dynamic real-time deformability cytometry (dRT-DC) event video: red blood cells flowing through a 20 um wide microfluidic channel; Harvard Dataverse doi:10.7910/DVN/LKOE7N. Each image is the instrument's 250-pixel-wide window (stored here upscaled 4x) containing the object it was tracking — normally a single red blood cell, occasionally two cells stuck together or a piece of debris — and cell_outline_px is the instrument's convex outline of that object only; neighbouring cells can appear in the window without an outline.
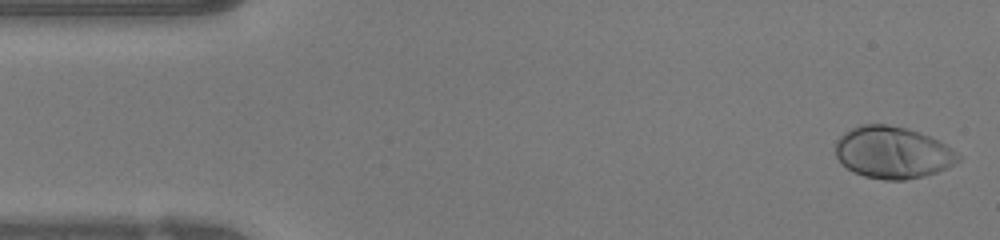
{"species": "human", "species_latin": "Homo sapiens", "temperature_condition": "warm", "stored_images_in_passage": 48, "camera_frame_rate_fps": 3000, "um_per_image_px": 0.085, "donor": {"sex": "female"}, "frame": {"image": 1, "passage_image": 1, "time_ms": 0.0, "image_size_px": [1000, 240], "cell_outline_px": [[960, 160], [948, 168], [924, 176], [904, 180], [884, 180], [864, 176], [852, 172], [840, 164], [836, 156], [836, 140], [844, 132], [860, 124], [888, 124], [920, 132], [940, 140], [956, 152], [960, 156]], "centroid_in_image_um": [75.86, 12.97], "position_along_channel_um": 9.1, "area_um2": 37.45}}
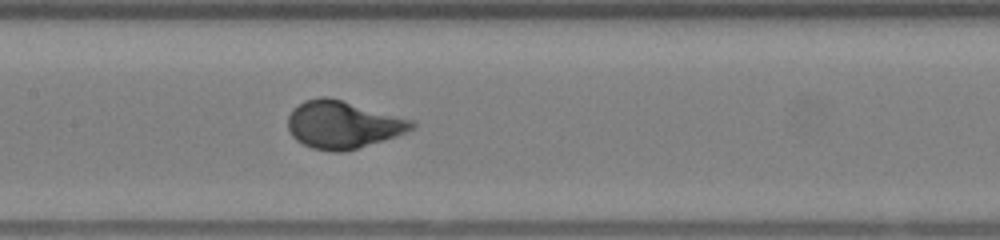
{"frame": {"image": 2, "passage_image": 22, "time_ms": 7.0, "image_size_px": [1000, 240], "cell_outline_px": [[416, 128], [396, 136], [356, 148], [340, 152], [332, 152], [312, 148], [296, 140], [292, 136], [288, 128], [288, 116], [292, 108], [304, 100], [320, 96], [328, 96], [416, 120]], "centroid_in_image_um": [29.15, 10.57], "position_along_channel_um": 178.2, "area_um2": 34.56}}
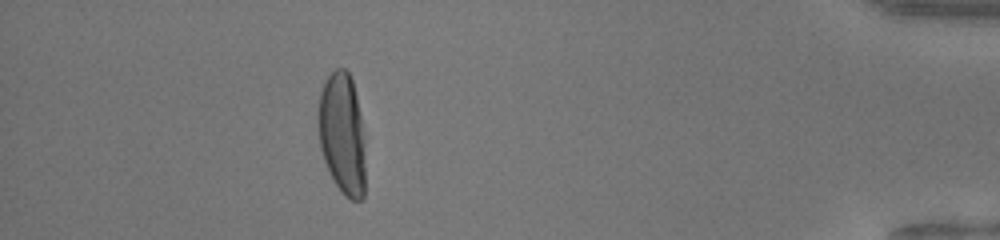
{"frame": {"image": 3, "passage_image": 43, "time_ms": 14.0, "image_size_px": [1000, 240], "cell_outline_px": [[364, 200], [352, 200], [344, 196], [340, 192], [324, 160], [320, 148], [316, 112], [320, 92], [324, 80], [336, 68], [344, 68], [348, 72], [352, 80], [356, 96], [360, 116], [364, 140]], "centroid_in_image_um": [29.06, 11.37], "position_along_channel_um": 406.1, "area_um2": 33.64}, "authors_computed_cell_mechanics": {"area_um2": 34.1598, "velocity_mm_per_s": 4.1011, "shape_relaxation_time_tau1_ms": 3.9079, "shape_relaxation_time_tau2_ms": null, "deformation_change_tau1": 0.2351, "deformation_change_tau2": null}}